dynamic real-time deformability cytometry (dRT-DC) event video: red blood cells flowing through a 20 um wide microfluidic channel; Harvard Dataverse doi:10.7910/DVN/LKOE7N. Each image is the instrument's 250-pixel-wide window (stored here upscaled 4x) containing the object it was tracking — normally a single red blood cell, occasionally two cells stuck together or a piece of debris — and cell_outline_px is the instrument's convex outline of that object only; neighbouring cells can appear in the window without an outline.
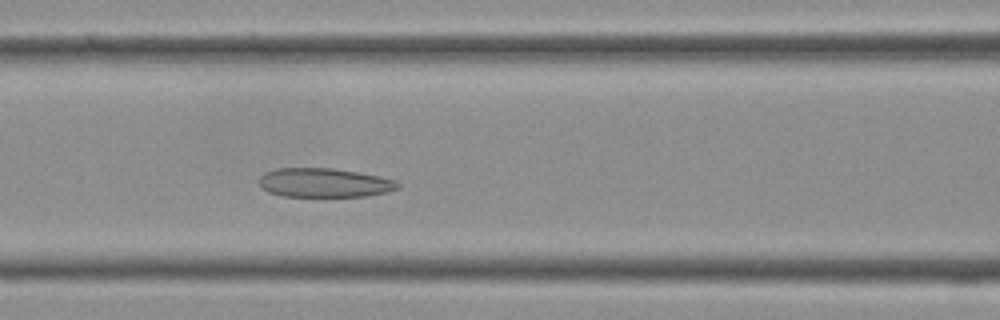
{"species": "Egyptian fruit bat (a non-hibernating species)", "species_latin": "Rousettus aegyptiacus", "temperature_condition": "cold", "stored_images_in_passage": 31, "camera_frame_rate_fps": 3000, "um_per_image_px": 0.085, "frame": {"image": 1, "passage_image": 8, "time_ms": 2.333, "image_size_px": [1000, 320], "cell_outline_px": [[400, 188], [388, 192], [364, 196], [284, 196], [268, 192], [260, 188], [260, 176], [264, 172], [276, 168], [336, 168], [380, 176], [396, 180], [400, 184]], "centroid_in_image_um": [27.58, 15.52], "position_along_channel_um": 139.0, "area_um2": 23.7}}
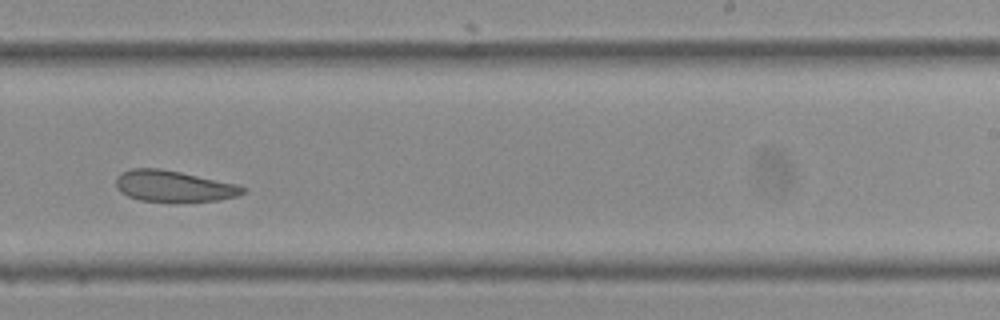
{"frame": {"image": 2, "passage_image": 16, "time_ms": 5.0, "image_size_px": [1000, 320], "cell_outline_px": [[244, 192], [236, 196], [220, 200], [140, 200], [128, 196], [120, 192], [116, 188], [116, 176], [120, 172], [132, 168], [160, 168], [180, 172], [236, 184], [244, 188]], "centroid_in_image_um": [14.68, 15.79], "position_along_channel_um": 274.3, "area_um2": 22.48}}
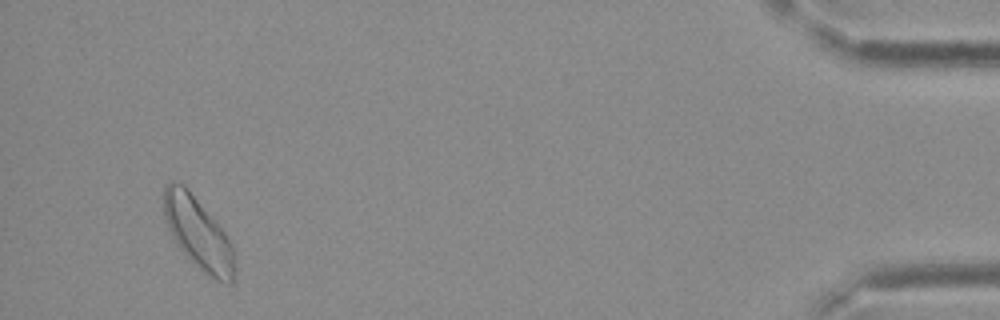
{"frame": {"image": 3, "passage_image": 29, "time_ms": 9.333, "image_size_px": [1000, 320], "cell_outline_px": [[236, 272], [232, 284], [216, 280], [208, 276], [176, 244], [168, 228], [164, 216], [164, 188], [172, 180], [176, 180], [184, 184], [188, 188], [228, 236], [232, 244], [236, 268]], "centroid_in_image_um": [16.87, 19.82], "position_along_channel_um": 418.3, "area_um2": 29.54}}